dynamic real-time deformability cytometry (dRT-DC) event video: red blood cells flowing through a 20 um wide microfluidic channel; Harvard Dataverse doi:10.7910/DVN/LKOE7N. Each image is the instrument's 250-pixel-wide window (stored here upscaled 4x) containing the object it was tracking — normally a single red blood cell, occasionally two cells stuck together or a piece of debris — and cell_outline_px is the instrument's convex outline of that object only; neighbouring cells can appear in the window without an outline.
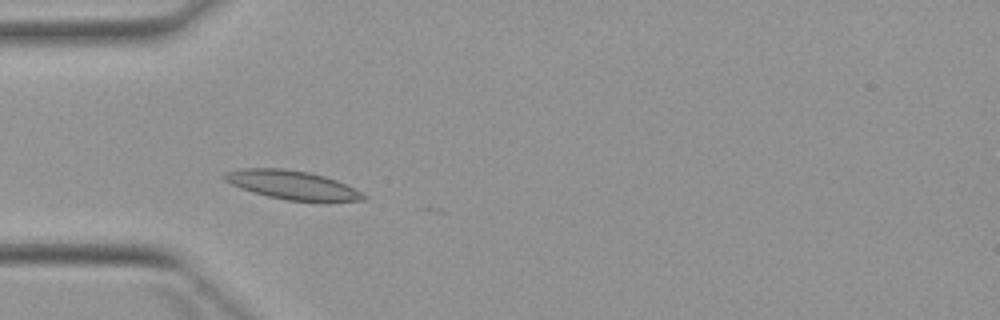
{"species": "Egyptian fruit bat (a non-hibernating species)", "species_latin": "Rousettus aegyptiacus", "temperature_condition": "warm", "stored_images_in_passage": 5, "camera_frame_rate_fps": 3000, "um_per_image_px": 0.085, "animal": {"sex": "female"}, "frame": {"image": 1, "passage_image": 4, "time_ms": 3.667, "image_size_px": [1000, 320], "cell_outline_px": [[368, 200], [328, 204], [320, 204], [288, 200], [268, 196], [252, 192], [232, 184], [224, 180], [220, 176], [224, 172], [240, 168], [284, 168], [308, 172], [324, 176], [336, 180], [368, 196]], "centroid_in_image_um": [24.91, 15.77], "position_along_channel_um": 60.1, "area_um2": 24.16}}
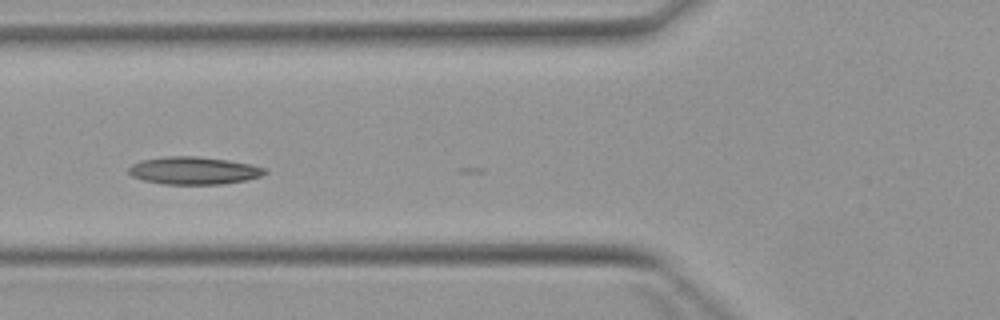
{"frame": {"image": 2, "passage_image": 5, "time_ms": 5.0, "image_size_px": [1000, 320], "cell_outline_px": [[268, 172], [260, 176], [244, 180], [220, 184], [164, 184], [144, 180], [132, 176], [128, 172], [128, 168], [132, 164], [140, 160], [164, 156], [196, 156], [228, 160], [252, 164], [268, 168]], "centroid_in_image_um": [16.47, 14.49], "position_along_channel_um": 109.3, "area_um2": 21.96}}